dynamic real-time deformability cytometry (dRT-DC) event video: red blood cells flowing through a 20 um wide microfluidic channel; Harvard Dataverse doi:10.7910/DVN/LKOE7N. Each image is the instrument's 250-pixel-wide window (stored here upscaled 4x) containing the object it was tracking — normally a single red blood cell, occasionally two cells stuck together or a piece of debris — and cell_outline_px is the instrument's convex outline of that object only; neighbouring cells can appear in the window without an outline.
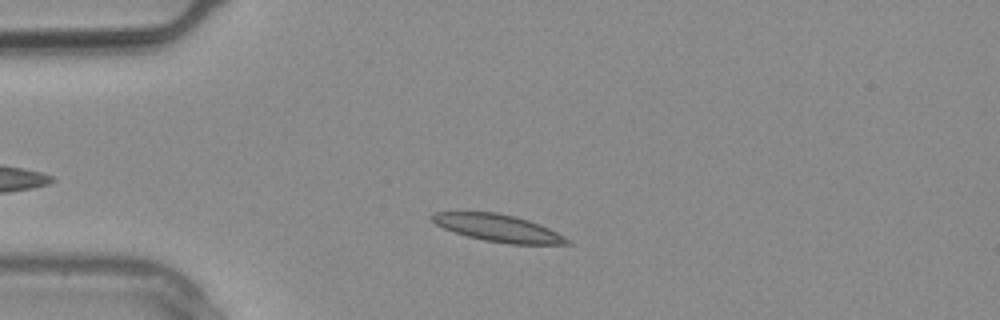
{"species": "common noctule bat (a hibernating species)", "species_latin": "Nyctalus noctula", "temperature_condition": "warm", "stored_images_in_passage": 1, "camera_frame_rate_fps": 3000, "um_per_image_px": 0.085, "animal": {"sex": "male", "body_mass_g": 20.4}, "frame": {"image": 1, "passage_image": 1, "time_ms": 0.0, "image_size_px": [1000, 320], "cell_outline_px": [[572, 244], [508, 244], [484, 240], [468, 236], [444, 228], [436, 224], [432, 220], [432, 212], [496, 212], [516, 216], [540, 224], [572, 240]], "centroid_in_image_um": [42.38, 19.38], "position_along_channel_um": 42.6, "area_um2": 21.27}}